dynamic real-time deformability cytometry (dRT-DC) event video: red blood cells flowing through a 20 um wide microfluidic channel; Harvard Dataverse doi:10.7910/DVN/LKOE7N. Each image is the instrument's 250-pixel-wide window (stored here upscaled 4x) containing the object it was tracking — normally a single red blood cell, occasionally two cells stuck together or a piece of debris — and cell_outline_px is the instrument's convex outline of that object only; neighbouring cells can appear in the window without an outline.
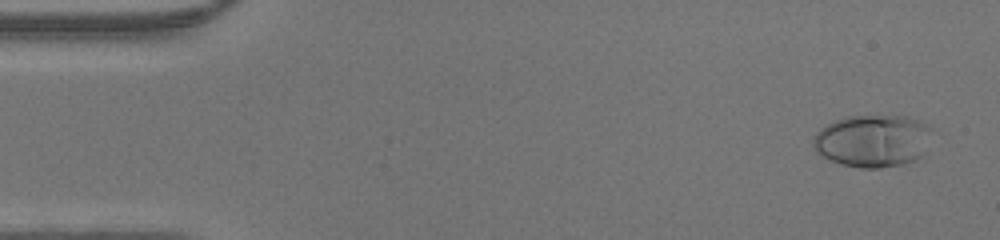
{"species": "human", "species_latin": "Homo sapiens", "temperature_condition": "warm", "stored_images_in_passage": 47, "camera_frame_rate_fps": 3000, "um_per_image_px": 0.085, "donor": {"sex": "male"}, "frame": {"image": 1, "passage_image": 2, "time_ms": 0.333, "image_size_px": [1000, 240], "cell_outline_px": [[932, 128], [920, 156], [916, 160], [904, 164], [880, 168], [860, 168], [840, 164], [816, 152], [812, 144], [812, 140], [816, 132], [820, 128], [836, 120], [848, 116], [908, 116], [928, 124]], "centroid_in_image_um": [74.15, 11.97], "position_along_channel_um": 10.8, "area_um2": 36.13}}
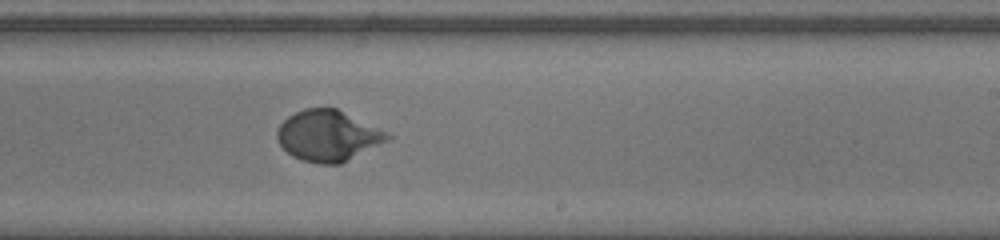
{"frame": {"image": 2, "passage_image": 28, "time_ms": 9.0, "image_size_px": [1000, 240], "cell_outline_px": [[392, 136], [388, 140], [340, 164], [320, 164], [304, 160], [292, 156], [276, 140], [276, 132], [280, 124], [288, 116], [304, 108], [336, 108], [388, 132]], "centroid_in_image_um": [27.86, 11.53], "position_along_channel_um": 261.1, "area_um2": 32.43}}
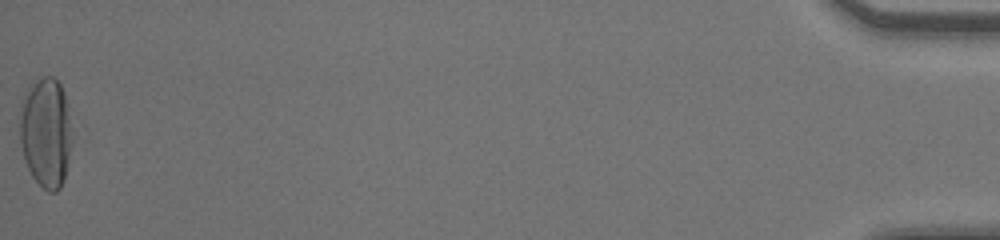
{"frame": {"image": 3, "passage_image": 47, "time_ms": 15.333, "image_size_px": [1000, 240], "cell_outline_px": [[76, 136], [64, 180], [60, 188], [56, 192], [48, 192], [32, 176], [24, 160], [20, 140], [20, 112], [24, 92], [40, 76], [52, 76], [60, 84], [64, 92]], "centroid_in_image_um": [3.96, 11.26], "position_along_channel_um": 431.2, "area_um2": 34.62}}